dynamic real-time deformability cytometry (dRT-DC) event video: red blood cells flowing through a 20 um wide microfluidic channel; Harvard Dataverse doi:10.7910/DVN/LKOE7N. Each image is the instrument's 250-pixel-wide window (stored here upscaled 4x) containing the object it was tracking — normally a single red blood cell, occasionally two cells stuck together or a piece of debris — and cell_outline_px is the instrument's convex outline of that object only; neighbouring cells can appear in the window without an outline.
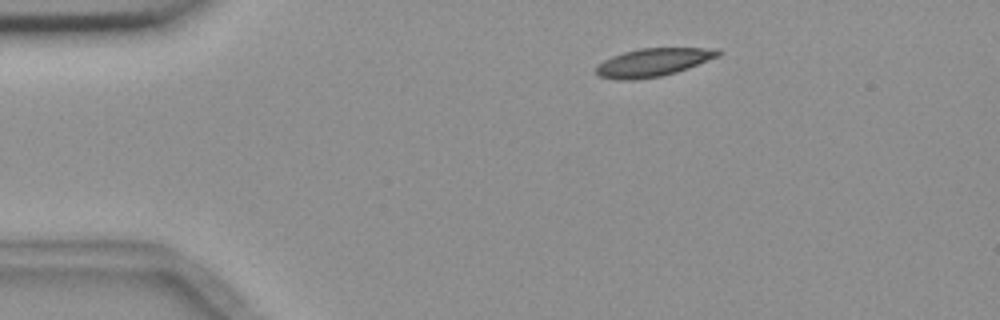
{"species": "common noctule bat (a hibernating species)", "species_latin": "Nyctalus noctula", "temperature_condition": "room temperature", "stored_images_in_passage": 6, "camera_frame_rate_fps": 3000, "um_per_image_px": 0.085, "animal": {"sex": "female", "body_mass_g": 18.4}, "frame": {"image": 1, "passage_image": 1, "time_ms": 0.0, "image_size_px": [1000, 320], "cell_outline_px": [[724, 52], [720, 56], [688, 68], [676, 72], [660, 76], [632, 80], [616, 80], [600, 76], [596, 72], [596, 64], [612, 56], [624, 52], [640, 48], [720, 48]], "centroid_in_image_um": [55.55, 5.29], "position_along_channel_um": 29.5, "area_um2": 20.11}}
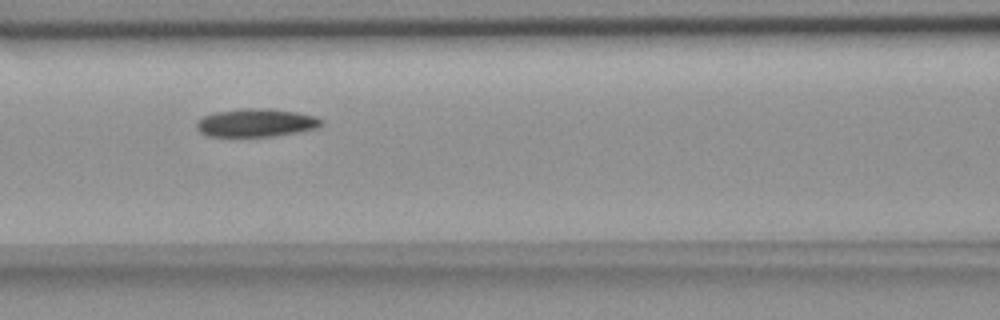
{"frame": {"image": 2, "passage_image": 5, "time_ms": 4.667, "image_size_px": [1000, 320], "cell_outline_px": [[324, 124], [320, 128], [272, 136], [208, 136], [200, 132], [196, 128], [196, 120], [212, 112], [240, 108], [268, 108], [296, 112], [316, 116], [324, 120]], "centroid_in_image_um": [21.77, 10.42], "position_along_channel_um": 144.8, "area_um2": 20.75}}
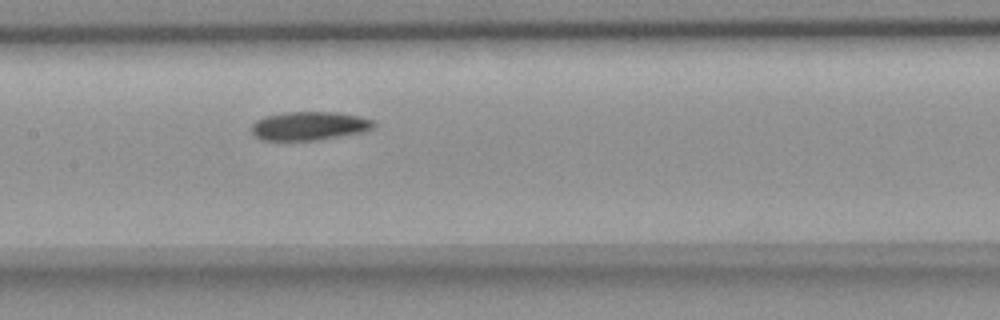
{"frame": {"image": 3, "passage_image": 6, "time_ms": 5.667, "image_size_px": [1000, 320], "cell_outline_px": [[376, 124], [372, 128], [364, 132], [316, 140], [260, 140], [252, 132], [252, 124], [256, 120], [264, 116], [284, 112], [336, 112], [360, 116], [372, 120]], "centroid_in_image_um": [26.28, 10.69], "position_along_channel_um": 181.1, "area_um2": 20.4}}